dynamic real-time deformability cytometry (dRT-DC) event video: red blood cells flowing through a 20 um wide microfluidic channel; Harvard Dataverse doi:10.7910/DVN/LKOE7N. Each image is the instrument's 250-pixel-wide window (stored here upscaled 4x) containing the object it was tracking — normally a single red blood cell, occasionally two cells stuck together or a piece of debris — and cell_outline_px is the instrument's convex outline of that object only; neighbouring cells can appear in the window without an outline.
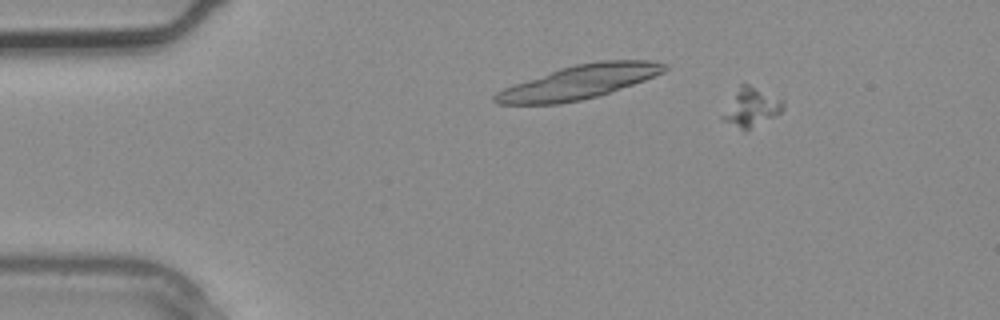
{"species": "common noctule bat (a hibernating species)", "species_latin": "Nyctalus noctula", "temperature_condition": "warm", "stored_images_in_passage": 2, "camera_frame_rate_fps": 3000, "um_per_image_px": 0.085, "animal": {"sex": "male", "body_mass_g": 20.4}, "frame": {"image": 1, "passage_image": 2, "time_ms": 0.333, "image_size_px": [1000, 320], "cell_outline_px": [[784, 108], [780, 112], [748, 128], [740, 128], [720, 120], [720, 116], [740, 84], [748, 84], [784, 100]], "centroid_in_image_um": [63.81, 9.09], "position_along_channel_um": 21.2, "area_um2": 13.01}}